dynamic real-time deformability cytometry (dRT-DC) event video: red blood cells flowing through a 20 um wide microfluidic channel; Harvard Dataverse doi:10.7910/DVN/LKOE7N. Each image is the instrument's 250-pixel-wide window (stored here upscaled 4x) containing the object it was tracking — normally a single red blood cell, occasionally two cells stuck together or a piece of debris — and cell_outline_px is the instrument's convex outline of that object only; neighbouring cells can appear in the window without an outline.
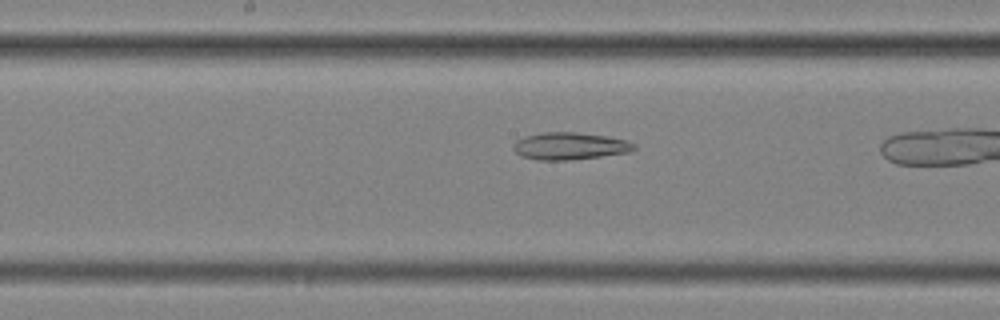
{"species": "common noctule bat (a hibernating species)", "species_latin": "Nyctalus noctula", "temperature_condition": "cold", "stored_images_in_passage": 27, "camera_frame_rate_fps": 3000, "um_per_image_px": 0.085, "animal": {"sex": "female", "body_mass_g": 25.1}, "frame": {"image": 1, "passage_image": 12, "time_ms": 3.667, "image_size_px": [1000, 320], "cell_outline_px": [[636, 148], [628, 152], [600, 156], [568, 160], [540, 160], [520, 156], [512, 148], [512, 144], [516, 140], [524, 136], [540, 132], [576, 132], [608, 136], [628, 140], [636, 144]], "centroid_in_image_um": [48.41, 12.4], "position_along_channel_um": 199.8, "area_um2": 19.31}}